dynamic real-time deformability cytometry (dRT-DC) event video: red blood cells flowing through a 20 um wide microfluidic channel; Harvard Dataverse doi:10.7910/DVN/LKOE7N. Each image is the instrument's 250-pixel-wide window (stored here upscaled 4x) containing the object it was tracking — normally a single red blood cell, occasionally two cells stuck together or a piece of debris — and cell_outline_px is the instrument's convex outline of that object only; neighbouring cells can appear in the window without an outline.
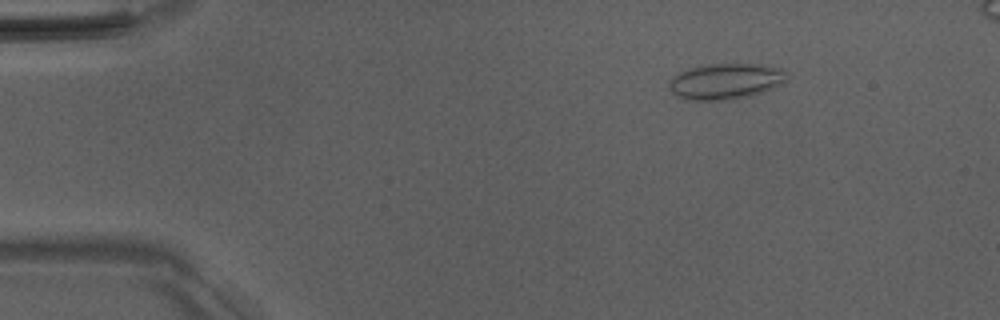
{"species": "Egyptian fruit bat (a non-hibernating species)", "species_latin": "Rousettus aegyptiacus", "temperature_condition": "room temperature", "stored_images_in_passage": 46, "segment_of_instrument_passage": [1, 2], "camera_frame_rate_fps": 3000, "um_per_image_px": 0.085, "animal": {"sex": "male"}, "frame": {"image": 1, "passage_image": 1, "time_ms": 0.0, "image_size_px": [1000, 320], "cell_outline_px": [[788, 80], [772, 88], [752, 96], [732, 100], [688, 100], [676, 96], [668, 88], [668, 84], [672, 76], [688, 68], [708, 64], [756, 64], [784, 68]], "centroid_in_image_um": [61.67, 6.92], "position_along_channel_um": 23.3, "area_um2": 24.91}}
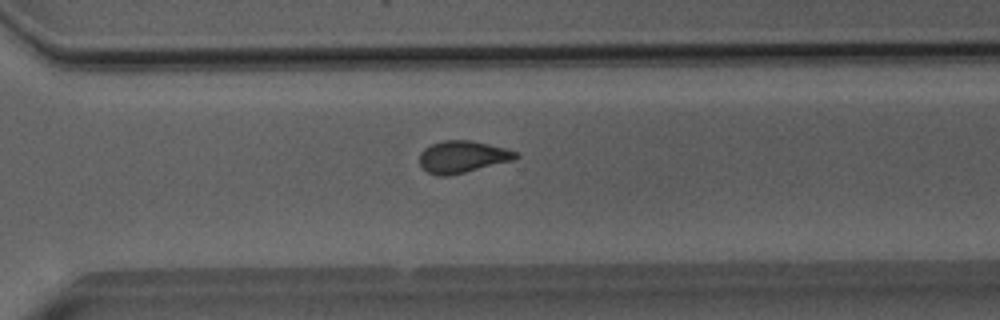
{"frame": {"image": 2, "passage_image": 30, "time_ms": 9.667, "image_size_px": [1000, 320], "cell_outline_px": [[520, 156], [512, 160], [448, 176], [436, 176], [420, 168], [420, 152], [424, 148], [432, 144], [444, 140], [472, 140], [504, 148], [516, 152]], "centroid_in_image_um": [39.26, 13.33], "position_along_channel_um": 331.3, "area_um2": 17.8}}
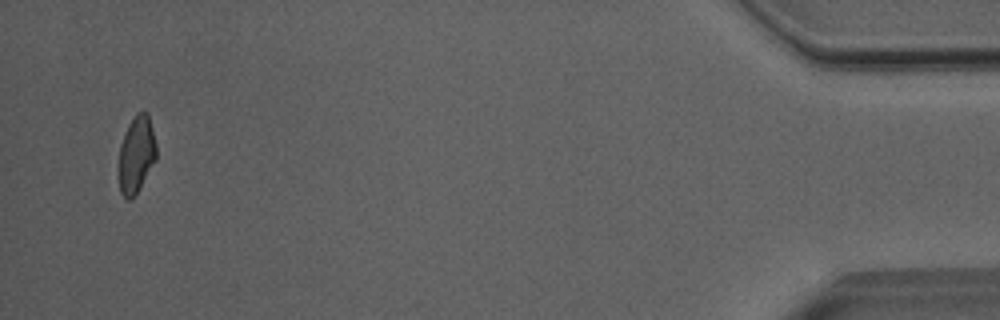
{"frame": {"image": 3, "passage_image": 43, "time_ms": 14.0, "image_size_px": [1000, 320], "cell_outline_px": [[156, 160], [132, 200], [128, 200], [120, 192], [120, 144], [124, 132], [128, 124], [136, 112], [148, 112], [156, 144]], "centroid_in_image_um": [11.6, 13.1], "position_along_channel_um": 423.6, "area_um2": 16.7}}